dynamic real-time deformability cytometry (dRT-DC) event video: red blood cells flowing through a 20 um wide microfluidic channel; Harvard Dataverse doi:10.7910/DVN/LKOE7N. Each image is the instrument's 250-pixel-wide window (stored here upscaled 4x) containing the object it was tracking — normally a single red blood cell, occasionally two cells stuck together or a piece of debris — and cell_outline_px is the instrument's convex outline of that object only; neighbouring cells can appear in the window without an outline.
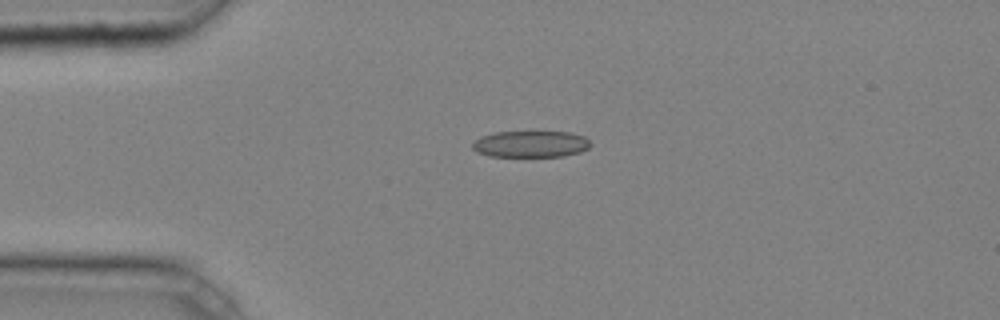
{"species": "common noctule bat (a hibernating species)", "species_latin": "Nyctalus noctula", "temperature_condition": "cold", "stored_images_in_passage": 2, "camera_frame_rate_fps": 3000, "um_per_image_px": 0.085, "animal": {"sex": "male", "body_mass_g": 20.4}, "frame": {"image": 1, "passage_image": 1, "time_ms": 0.0, "image_size_px": [1000, 320], "cell_outline_px": [[592, 144], [588, 148], [580, 152], [564, 156], [488, 156], [476, 152], [472, 148], [472, 144], [480, 136], [496, 132], [536, 128], [572, 132], [584, 136]], "centroid_in_image_um": [45.13, 12.18], "position_along_channel_um": 39.9, "area_um2": 19.36}}